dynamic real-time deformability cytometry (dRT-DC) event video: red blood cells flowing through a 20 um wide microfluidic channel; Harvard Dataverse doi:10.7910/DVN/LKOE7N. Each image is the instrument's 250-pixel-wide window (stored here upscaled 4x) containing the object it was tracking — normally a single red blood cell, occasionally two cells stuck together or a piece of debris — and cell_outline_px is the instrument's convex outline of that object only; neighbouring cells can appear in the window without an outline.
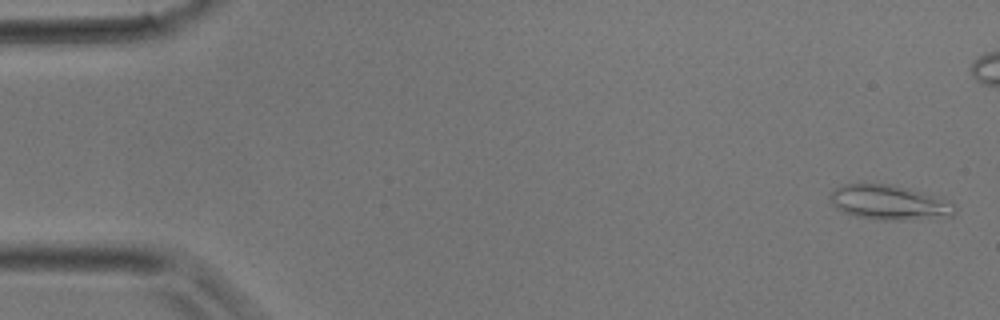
{"species": "common noctule bat (a hibernating species)", "species_latin": "Nyctalus noctula", "temperature_condition": "room temperature", "stored_images_in_passage": 40, "camera_frame_rate_fps": 3000, "um_per_image_px": 0.085, "animal": {"sex": "male", "body_mass_g": 17.9}, "frame": {"image": 1, "passage_image": 1, "time_ms": 0.0, "image_size_px": [1000, 320], "cell_outline_px": [[956, 212], [952, 216], [904, 220], [880, 220], [856, 216], [844, 212], [836, 208], [828, 200], [828, 196], [832, 188], [844, 184], [892, 184], [908, 188], [932, 196], [952, 204], [956, 208]], "centroid_in_image_um": [75.48, 17.21], "position_along_channel_um": 9.5, "area_um2": 25.09}}
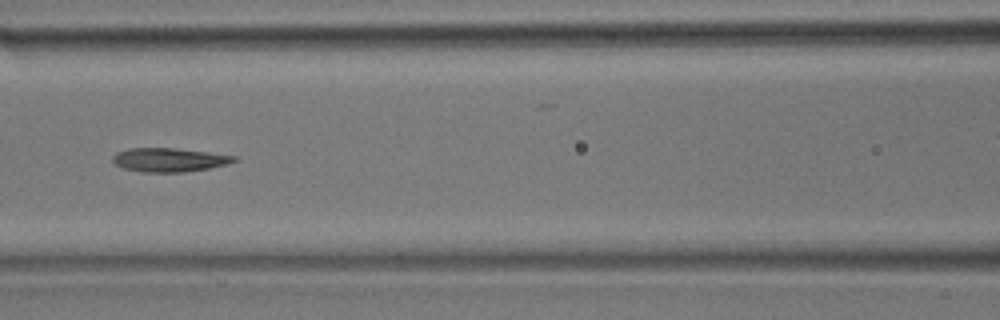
{"frame": {"image": 2, "passage_image": 17, "time_ms": 5.333, "image_size_px": [1000, 320], "cell_outline_px": [[240, 160], [228, 164], [208, 168], [184, 172], [140, 172], [124, 168], [116, 164], [112, 160], [112, 156], [116, 152], [128, 148], [176, 148], [208, 152], [236, 156]], "centroid_in_image_um": [14.39, 13.58], "position_along_channel_um": 152.2, "area_um2": 16.94}}
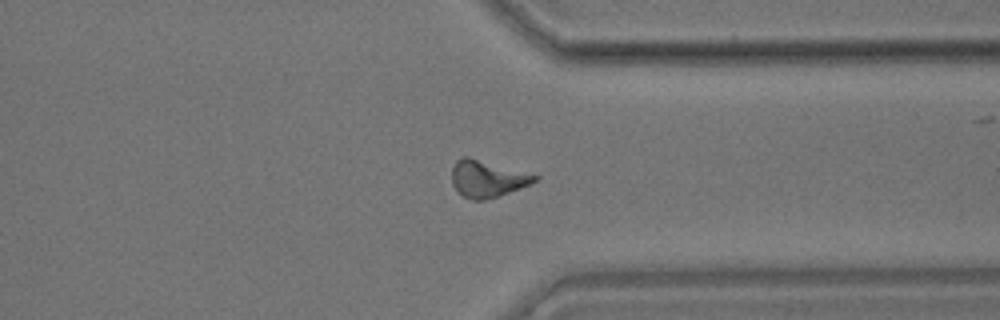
{"frame": {"image": 3, "passage_image": 30, "time_ms": 9.667, "image_size_px": [1000, 320], "cell_outline_px": [[540, 176], [532, 184], [484, 200], [472, 200], [464, 196], [452, 184], [452, 164], [456, 160], [464, 156], [468, 156]], "centroid_in_image_um": [41.4, 15.17], "position_along_channel_um": 370.0, "area_um2": 17.57}}